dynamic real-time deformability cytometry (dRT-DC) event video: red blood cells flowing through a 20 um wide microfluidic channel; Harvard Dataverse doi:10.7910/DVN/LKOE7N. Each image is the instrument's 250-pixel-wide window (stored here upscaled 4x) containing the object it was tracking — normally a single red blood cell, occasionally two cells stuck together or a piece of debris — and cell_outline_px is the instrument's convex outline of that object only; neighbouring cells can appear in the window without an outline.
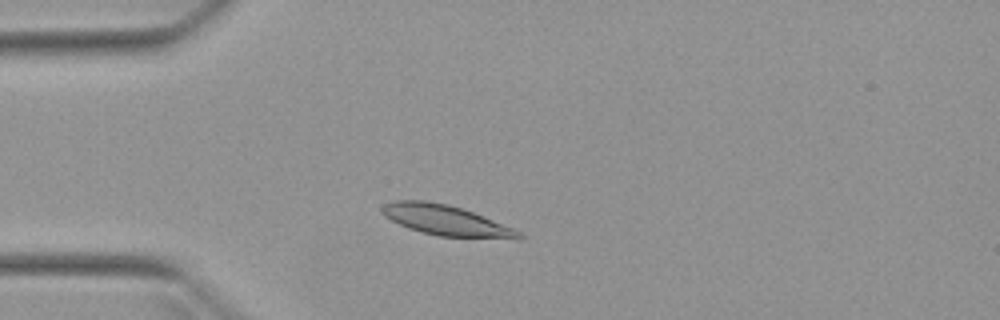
{"species": "Egyptian fruit bat (a non-hibernating species)", "species_latin": "Rousettus aegyptiacus", "temperature_condition": "warm", "stored_images_in_passage": 3, "camera_frame_rate_fps": 3000, "um_per_image_px": 0.085, "animal": {"sex": "female"}, "frame": {"image": 1, "passage_image": 3, "time_ms": 2.333, "image_size_px": [1000, 320], "cell_outline_px": [[524, 236], [520, 240], [516, 240], [440, 236], [408, 228], [384, 216], [380, 212], [380, 208], [384, 204], [396, 200], [424, 200], [448, 204], [472, 212], [512, 228], [520, 232]], "centroid_in_image_um": [37.92, 18.74], "position_along_channel_um": 47.1, "area_um2": 24.16}}